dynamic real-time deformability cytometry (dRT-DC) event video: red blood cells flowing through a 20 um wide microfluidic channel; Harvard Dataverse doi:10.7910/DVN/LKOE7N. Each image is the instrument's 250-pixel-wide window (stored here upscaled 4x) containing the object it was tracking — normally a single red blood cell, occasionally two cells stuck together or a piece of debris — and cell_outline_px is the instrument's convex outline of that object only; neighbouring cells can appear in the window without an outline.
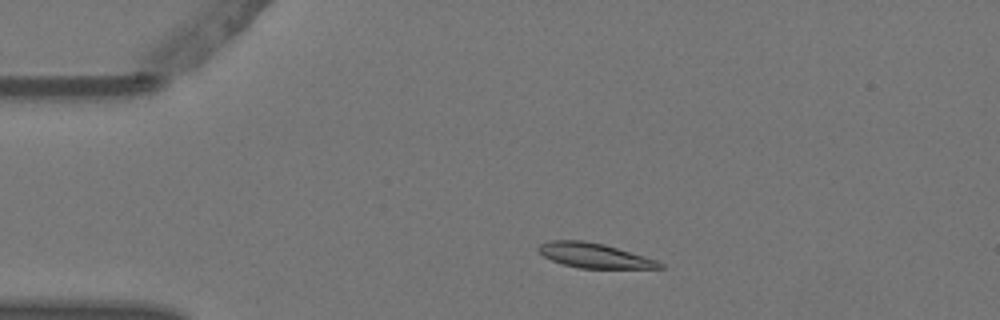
{"species": "Egyptian fruit bat (a non-hibernating species)", "species_latin": "Rousettus aegyptiacus", "temperature_condition": "warm", "stored_images_in_passage": 3, "camera_frame_rate_fps": 3000, "um_per_image_px": 0.085, "animal": {"sex": "female"}, "frame": {"image": 1, "passage_image": 2, "time_ms": 0.333, "image_size_px": [1000, 320], "cell_outline_px": [[664, 268], [580, 268], [564, 264], [552, 260], [544, 256], [536, 248], [540, 244], [548, 240], [584, 240], [604, 244], [644, 256], [656, 260], [664, 264]], "centroid_in_image_um": [50.5, 21.71], "position_along_channel_um": 34.5, "area_um2": 17.34}}